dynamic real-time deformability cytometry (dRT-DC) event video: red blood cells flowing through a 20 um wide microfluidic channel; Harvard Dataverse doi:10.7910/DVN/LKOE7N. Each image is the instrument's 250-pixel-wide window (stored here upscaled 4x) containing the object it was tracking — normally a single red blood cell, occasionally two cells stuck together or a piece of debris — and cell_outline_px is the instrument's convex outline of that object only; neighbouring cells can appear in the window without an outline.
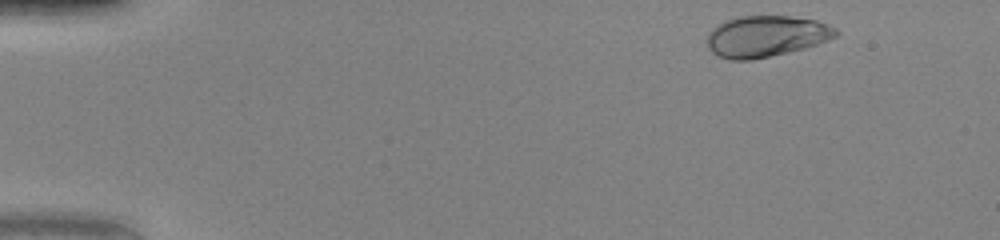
{"species": "human", "species_latin": "Homo sapiens", "temperature_condition": "warm", "stored_images_in_passage": 46, "camera_frame_rate_fps": 3000, "um_per_image_px": 0.085, "donor": {"sex": "female"}, "frame": {"image": 1, "passage_image": 2, "time_ms": 0.333, "image_size_px": [1000, 240], "cell_outline_px": [[840, 32], [836, 36], [828, 40], [804, 48], [788, 52], [752, 60], [728, 60], [712, 52], [708, 48], [708, 32], [712, 28], [728, 20], [740, 16], [788, 16], [816, 20], [828, 24], [836, 28]], "centroid_in_image_um": [65.13, 3.08], "position_along_channel_um": 19.9, "area_um2": 30.81}}
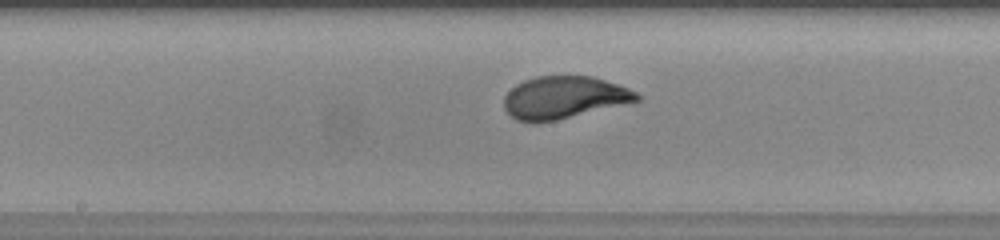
{"frame": {"image": 2, "passage_image": 23, "time_ms": 7.333, "image_size_px": [1000, 240], "cell_outline_px": [[640, 100], [556, 120], [536, 124], [532, 124], [516, 120], [504, 108], [504, 96], [516, 84], [524, 80], [536, 76], [592, 76], [628, 88], [636, 92], [640, 96]], "centroid_in_image_um": [47.88, 8.3], "position_along_channel_um": 200.3, "area_um2": 32.66}}
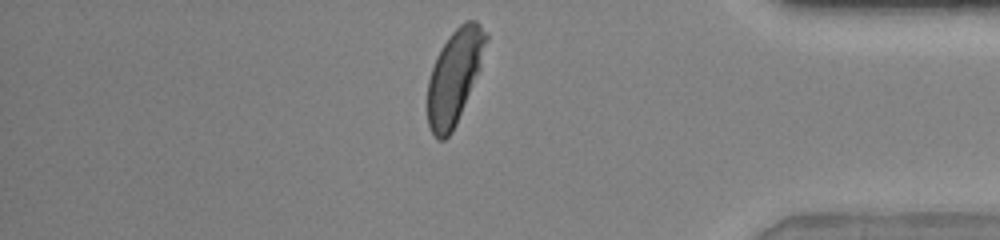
{"frame": {"image": 3, "passage_image": 39, "time_ms": 12.667, "image_size_px": [1000, 240], "cell_outline_px": [[488, 40], [480, 68], [456, 124], [452, 132], [444, 140], [436, 140], [428, 124], [428, 80], [436, 56], [440, 48], [448, 36], [464, 20], [476, 20], [480, 24], [488, 36]], "centroid_in_image_um": [38.63, 6.48], "position_along_channel_um": 396.6, "area_um2": 31.85}, "authors_computed_cell_mechanics": {"area_um2": 32.1657, "velocity_mm_per_s": 4.1315, "shape_relaxation_time_tau1_ms": 2.6575, "shape_relaxation_time_tau2_ms": null, "deformation_change_tau1": 0.1732, "deformation_change_tau2": null}}